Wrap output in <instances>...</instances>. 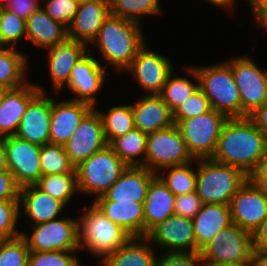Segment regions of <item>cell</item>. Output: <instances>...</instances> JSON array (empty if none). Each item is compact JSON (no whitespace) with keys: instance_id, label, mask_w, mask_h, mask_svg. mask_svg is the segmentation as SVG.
<instances>
[{"instance_id":"obj_15","label":"cell","mask_w":267,"mask_h":266,"mask_svg":"<svg viewBox=\"0 0 267 266\" xmlns=\"http://www.w3.org/2000/svg\"><path fill=\"white\" fill-rule=\"evenodd\" d=\"M233 224L250 232L267 218V193L249 180L230 201Z\"/></svg>"},{"instance_id":"obj_54","label":"cell","mask_w":267,"mask_h":266,"mask_svg":"<svg viewBox=\"0 0 267 266\" xmlns=\"http://www.w3.org/2000/svg\"><path fill=\"white\" fill-rule=\"evenodd\" d=\"M7 158H6V149L3 143V138H0V172L7 171Z\"/></svg>"},{"instance_id":"obj_56","label":"cell","mask_w":267,"mask_h":266,"mask_svg":"<svg viewBox=\"0 0 267 266\" xmlns=\"http://www.w3.org/2000/svg\"><path fill=\"white\" fill-rule=\"evenodd\" d=\"M252 14L260 7L267 5V0H247Z\"/></svg>"},{"instance_id":"obj_2","label":"cell","mask_w":267,"mask_h":266,"mask_svg":"<svg viewBox=\"0 0 267 266\" xmlns=\"http://www.w3.org/2000/svg\"><path fill=\"white\" fill-rule=\"evenodd\" d=\"M141 28L140 23L110 14L92 44L108 65L124 72L146 43Z\"/></svg>"},{"instance_id":"obj_3","label":"cell","mask_w":267,"mask_h":266,"mask_svg":"<svg viewBox=\"0 0 267 266\" xmlns=\"http://www.w3.org/2000/svg\"><path fill=\"white\" fill-rule=\"evenodd\" d=\"M209 99L212 109L228 118L241 117V97L231 70V60L211 66L185 67Z\"/></svg>"},{"instance_id":"obj_41","label":"cell","mask_w":267,"mask_h":266,"mask_svg":"<svg viewBox=\"0 0 267 266\" xmlns=\"http://www.w3.org/2000/svg\"><path fill=\"white\" fill-rule=\"evenodd\" d=\"M73 252L76 251H30L28 266H80Z\"/></svg>"},{"instance_id":"obj_10","label":"cell","mask_w":267,"mask_h":266,"mask_svg":"<svg viewBox=\"0 0 267 266\" xmlns=\"http://www.w3.org/2000/svg\"><path fill=\"white\" fill-rule=\"evenodd\" d=\"M31 235L21 231L30 251H78V219L61 217L31 227Z\"/></svg>"},{"instance_id":"obj_30","label":"cell","mask_w":267,"mask_h":266,"mask_svg":"<svg viewBox=\"0 0 267 266\" xmlns=\"http://www.w3.org/2000/svg\"><path fill=\"white\" fill-rule=\"evenodd\" d=\"M146 237H132L126 244L112 252L103 266H155L157 254Z\"/></svg>"},{"instance_id":"obj_4","label":"cell","mask_w":267,"mask_h":266,"mask_svg":"<svg viewBox=\"0 0 267 266\" xmlns=\"http://www.w3.org/2000/svg\"><path fill=\"white\" fill-rule=\"evenodd\" d=\"M196 193L203 204L229 205L238 190L248 181L239 168L209 159H196Z\"/></svg>"},{"instance_id":"obj_12","label":"cell","mask_w":267,"mask_h":266,"mask_svg":"<svg viewBox=\"0 0 267 266\" xmlns=\"http://www.w3.org/2000/svg\"><path fill=\"white\" fill-rule=\"evenodd\" d=\"M8 170L17 185L22 188L35 185L42 176L40 169L41 146L17 138L15 135L3 137Z\"/></svg>"},{"instance_id":"obj_32","label":"cell","mask_w":267,"mask_h":266,"mask_svg":"<svg viewBox=\"0 0 267 266\" xmlns=\"http://www.w3.org/2000/svg\"><path fill=\"white\" fill-rule=\"evenodd\" d=\"M147 135V133L134 128L125 135L114 139L109 146L128 166H143L146 156Z\"/></svg>"},{"instance_id":"obj_60","label":"cell","mask_w":267,"mask_h":266,"mask_svg":"<svg viewBox=\"0 0 267 266\" xmlns=\"http://www.w3.org/2000/svg\"><path fill=\"white\" fill-rule=\"evenodd\" d=\"M2 8H3V6H2V3L0 2V12H1Z\"/></svg>"},{"instance_id":"obj_42","label":"cell","mask_w":267,"mask_h":266,"mask_svg":"<svg viewBox=\"0 0 267 266\" xmlns=\"http://www.w3.org/2000/svg\"><path fill=\"white\" fill-rule=\"evenodd\" d=\"M20 213L19 201L0 200V240L21 236L16 228Z\"/></svg>"},{"instance_id":"obj_25","label":"cell","mask_w":267,"mask_h":266,"mask_svg":"<svg viewBox=\"0 0 267 266\" xmlns=\"http://www.w3.org/2000/svg\"><path fill=\"white\" fill-rule=\"evenodd\" d=\"M93 203L112 223L122 226L132 237H144L143 203L108 201L103 195Z\"/></svg>"},{"instance_id":"obj_1","label":"cell","mask_w":267,"mask_h":266,"mask_svg":"<svg viewBox=\"0 0 267 266\" xmlns=\"http://www.w3.org/2000/svg\"><path fill=\"white\" fill-rule=\"evenodd\" d=\"M267 153V134L247 117L228 118L212 160L242 170L247 176Z\"/></svg>"},{"instance_id":"obj_5","label":"cell","mask_w":267,"mask_h":266,"mask_svg":"<svg viewBox=\"0 0 267 266\" xmlns=\"http://www.w3.org/2000/svg\"><path fill=\"white\" fill-rule=\"evenodd\" d=\"M92 204L78 218L80 250L86 249L102 262L108 255L126 244L132 236L118 224L112 223Z\"/></svg>"},{"instance_id":"obj_8","label":"cell","mask_w":267,"mask_h":266,"mask_svg":"<svg viewBox=\"0 0 267 266\" xmlns=\"http://www.w3.org/2000/svg\"><path fill=\"white\" fill-rule=\"evenodd\" d=\"M177 126L148 133L144 167L154 173L160 169L194 162Z\"/></svg>"},{"instance_id":"obj_53","label":"cell","mask_w":267,"mask_h":266,"mask_svg":"<svg viewBox=\"0 0 267 266\" xmlns=\"http://www.w3.org/2000/svg\"><path fill=\"white\" fill-rule=\"evenodd\" d=\"M252 260L254 266H267V250H253Z\"/></svg>"},{"instance_id":"obj_27","label":"cell","mask_w":267,"mask_h":266,"mask_svg":"<svg viewBox=\"0 0 267 266\" xmlns=\"http://www.w3.org/2000/svg\"><path fill=\"white\" fill-rule=\"evenodd\" d=\"M233 224L229 205L203 204L193 218L196 253L209 243L224 228Z\"/></svg>"},{"instance_id":"obj_52","label":"cell","mask_w":267,"mask_h":266,"mask_svg":"<svg viewBox=\"0 0 267 266\" xmlns=\"http://www.w3.org/2000/svg\"><path fill=\"white\" fill-rule=\"evenodd\" d=\"M257 29L267 30V5L258 8L254 13Z\"/></svg>"},{"instance_id":"obj_35","label":"cell","mask_w":267,"mask_h":266,"mask_svg":"<svg viewBox=\"0 0 267 266\" xmlns=\"http://www.w3.org/2000/svg\"><path fill=\"white\" fill-rule=\"evenodd\" d=\"M192 163L197 162L195 160L185 165L166 167L161 169L164 173H156V175L174 196L188 194L196 191V172L191 168ZM167 171L169 172L166 174Z\"/></svg>"},{"instance_id":"obj_20","label":"cell","mask_w":267,"mask_h":266,"mask_svg":"<svg viewBox=\"0 0 267 266\" xmlns=\"http://www.w3.org/2000/svg\"><path fill=\"white\" fill-rule=\"evenodd\" d=\"M110 15L109 0H89L79 3L72 23L68 26V39L91 44Z\"/></svg>"},{"instance_id":"obj_13","label":"cell","mask_w":267,"mask_h":266,"mask_svg":"<svg viewBox=\"0 0 267 266\" xmlns=\"http://www.w3.org/2000/svg\"><path fill=\"white\" fill-rule=\"evenodd\" d=\"M145 46L146 44L138 51L125 72H131L147 95H159L167 77L175 69L169 58Z\"/></svg>"},{"instance_id":"obj_57","label":"cell","mask_w":267,"mask_h":266,"mask_svg":"<svg viewBox=\"0 0 267 266\" xmlns=\"http://www.w3.org/2000/svg\"><path fill=\"white\" fill-rule=\"evenodd\" d=\"M214 266H254L253 260L243 261V262H236V263H226Z\"/></svg>"},{"instance_id":"obj_44","label":"cell","mask_w":267,"mask_h":266,"mask_svg":"<svg viewBox=\"0 0 267 266\" xmlns=\"http://www.w3.org/2000/svg\"><path fill=\"white\" fill-rule=\"evenodd\" d=\"M42 7L54 20L63 23L68 27L78 10L79 3L74 0H45Z\"/></svg>"},{"instance_id":"obj_40","label":"cell","mask_w":267,"mask_h":266,"mask_svg":"<svg viewBox=\"0 0 267 266\" xmlns=\"http://www.w3.org/2000/svg\"><path fill=\"white\" fill-rule=\"evenodd\" d=\"M29 253L22 236L0 240V266H28Z\"/></svg>"},{"instance_id":"obj_47","label":"cell","mask_w":267,"mask_h":266,"mask_svg":"<svg viewBox=\"0 0 267 266\" xmlns=\"http://www.w3.org/2000/svg\"><path fill=\"white\" fill-rule=\"evenodd\" d=\"M40 0H0L3 8L27 20L41 7Z\"/></svg>"},{"instance_id":"obj_21","label":"cell","mask_w":267,"mask_h":266,"mask_svg":"<svg viewBox=\"0 0 267 266\" xmlns=\"http://www.w3.org/2000/svg\"><path fill=\"white\" fill-rule=\"evenodd\" d=\"M48 68L55 93L68 84L74 66L88 52V46L82 42L67 39L65 42L49 47Z\"/></svg>"},{"instance_id":"obj_6","label":"cell","mask_w":267,"mask_h":266,"mask_svg":"<svg viewBox=\"0 0 267 266\" xmlns=\"http://www.w3.org/2000/svg\"><path fill=\"white\" fill-rule=\"evenodd\" d=\"M128 165L107 145L76 167L79 194L97 197L104 195L120 178Z\"/></svg>"},{"instance_id":"obj_43","label":"cell","mask_w":267,"mask_h":266,"mask_svg":"<svg viewBox=\"0 0 267 266\" xmlns=\"http://www.w3.org/2000/svg\"><path fill=\"white\" fill-rule=\"evenodd\" d=\"M212 109L209 99L198 88L183 104L173 112V123L176 125L181 120H186Z\"/></svg>"},{"instance_id":"obj_59","label":"cell","mask_w":267,"mask_h":266,"mask_svg":"<svg viewBox=\"0 0 267 266\" xmlns=\"http://www.w3.org/2000/svg\"><path fill=\"white\" fill-rule=\"evenodd\" d=\"M74 1H76L78 3H83V2H86V1H89V0H74Z\"/></svg>"},{"instance_id":"obj_49","label":"cell","mask_w":267,"mask_h":266,"mask_svg":"<svg viewBox=\"0 0 267 266\" xmlns=\"http://www.w3.org/2000/svg\"><path fill=\"white\" fill-rule=\"evenodd\" d=\"M248 180L267 193V153L260 159L254 170L248 175Z\"/></svg>"},{"instance_id":"obj_46","label":"cell","mask_w":267,"mask_h":266,"mask_svg":"<svg viewBox=\"0 0 267 266\" xmlns=\"http://www.w3.org/2000/svg\"><path fill=\"white\" fill-rule=\"evenodd\" d=\"M202 200L196 191L176 196L175 214L193 219L202 208Z\"/></svg>"},{"instance_id":"obj_28","label":"cell","mask_w":267,"mask_h":266,"mask_svg":"<svg viewBox=\"0 0 267 266\" xmlns=\"http://www.w3.org/2000/svg\"><path fill=\"white\" fill-rule=\"evenodd\" d=\"M175 203L176 196L156 175L150 182L146 199L143 202L144 237L157 224L175 214Z\"/></svg>"},{"instance_id":"obj_19","label":"cell","mask_w":267,"mask_h":266,"mask_svg":"<svg viewBox=\"0 0 267 266\" xmlns=\"http://www.w3.org/2000/svg\"><path fill=\"white\" fill-rule=\"evenodd\" d=\"M92 108L87 102L74 99L56 102L51 97L50 144L64 145Z\"/></svg>"},{"instance_id":"obj_17","label":"cell","mask_w":267,"mask_h":266,"mask_svg":"<svg viewBox=\"0 0 267 266\" xmlns=\"http://www.w3.org/2000/svg\"><path fill=\"white\" fill-rule=\"evenodd\" d=\"M89 52L82 57L72 69L67 87L76 94L74 100L83 101L96 106V96L104 87L107 65H101L100 60Z\"/></svg>"},{"instance_id":"obj_45","label":"cell","mask_w":267,"mask_h":266,"mask_svg":"<svg viewBox=\"0 0 267 266\" xmlns=\"http://www.w3.org/2000/svg\"><path fill=\"white\" fill-rule=\"evenodd\" d=\"M155 266H203L200 253L168 252L157 257Z\"/></svg>"},{"instance_id":"obj_29","label":"cell","mask_w":267,"mask_h":266,"mask_svg":"<svg viewBox=\"0 0 267 266\" xmlns=\"http://www.w3.org/2000/svg\"><path fill=\"white\" fill-rule=\"evenodd\" d=\"M26 38L47 49L68 39V27L52 19L41 6L26 20Z\"/></svg>"},{"instance_id":"obj_22","label":"cell","mask_w":267,"mask_h":266,"mask_svg":"<svg viewBox=\"0 0 267 266\" xmlns=\"http://www.w3.org/2000/svg\"><path fill=\"white\" fill-rule=\"evenodd\" d=\"M30 82L6 93L0 105V138L15 135L28 104L40 92H46L40 85Z\"/></svg>"},{"instance_id":"obj_36","label":"cell","mask_w":267,"mask_h":266,"mask_svg":"<svg viewBox=\"0 0 267 266\" xmlns=\"http://www.w3.org/2000/svg\"><path fill=\"white\" fill-rule=\"evenodd\" d=\"M110 14L131 20L137 23L141 22L142 15L161 14L160 0H109Z\"/></svg>"},{"instance_id":"obj_48","label":"cell","mask_w":267,"mask_h":266,"mask_svg":"<svg viewBox=\"0 0 267 266\" xmlns=\"http://www.w3.org/2000/svg\"><path fill=\"white\" fill-rule=\"evenodd\" d=\"M20 187L9 170L0 172V200L19 201Z\"/></svg>"},{"instance_id":"obj_11","label":"cell","mask_w":267,"mask_h":266,"mask_svg":"<svg viewBox=\"0 0 267 266\" xmlns=\"http://www.w3.org/2000/svg\"><path fill=\"white\" fill-rule=\"evenodd\" d=\"M231 70L240 92L241 117H247L267 101V69L246 55L231 59Z\"/></svg>"},{"instance_id":"obj_23","label":"cell","mask_w":267,"mask_h":266,"mask_svg":"<svg viewBox=\"0 0 267 266\" xmlns=\"http://www.w3.org/2000/svg\"><path fill=\"white\" fill-rule=\"evenodd\" d=\"M156 173L144 166H128L120 178L103 195L108 201H134L143 203Z\"/></svg>"},{"instance_id":"obj_14","label":"cell","mask_w":267,"mask_h":266,"mask_svg":"<svg viewBox=\"0 0 267 266\" xmlns=\"http://www.w3.org/2000/svg\"><path fill=\"white\" fill-rule=\"evenodd\" d=\"M101 117L93 107L82 119L71 138L64 144L70 162L76 167L107 146Z\"/></svg>"},{"instance_id":"obj_51","label":"cell","mask_w":267,"mask_h":266,"mask_svg":"<svg viewBox=\"0 0 267 266\" xmlns=\"http://www.w3.org/2000/svg\"><path fill=\"white\" fill-rule=\"evenodd\" d=\"M248 117L262 132L267 134V101Z\"/></svg>"},{"instance_id":"obj_26","label":"cell","mask_w":267,"mask_h":266,"mask_svg":"<svg viewBox=\"0 0 267 266\" xmlns=\"http://www.w3.org/2000/svg\"><path fill=\"white\" fill-rule=\"evenodd\" d=\"M22 206L31 226L57 219L66 207L63 202L43 192L36 185L20 188L19 209Z\"/></svg>"},{"instance_id":"obj_18","label":"cell","mask_w":267,"mask_h":266,"mask_svg":"<svg viewBox=\"0 0 267 266\" xmlns=\"http://www.w3.org/2000/svg\"><path fill=\"white\" fill-rule=\"evenodd\" d=\"M51 97L40 92L27 106L15 136L43 146L50 143Z\"/></svg>"},{"instance_id":"obj_55","label":"cell","mask_w":267,"mask_h":266,"mask_svg":"<svg viewBox=\"0 0 267 266\" xmlns=\"http://www.w3.org/2000/svg\"><path fill=\"white\" fill-rule=\"evenodd\" d=\"M234 1L235 0H207V2L217 5V7L219 6L225 9L233 8L232 6L236 3V1Z\"/></svg>"},{"instance_id":"obj_39","label":"cell","mask_w":267,"mask_h":266,"mask_svg":"<svg viewBox=\"0 0 267 266\" xmlns=\"http://www.w3.org/2000/svg\"><path fill=\"white\" fill-rule=\"evenodd\" d=\"M26 37V20L15 13L2 8L0 12V44L12 47Z\"/></svg>"},{"instance_id":"obj_58","label":"cell","mask_w":267,"mask_h":266,"mask_svg":"<svg viewBox=\"0 0 267 266\" xmlns=\"http://www.w3.org/2000/svg\"><path fill=\"white\" fill-rule=\"evenodd\" d=\"M9 90H10V89L7 88V87L0 86V105L2 104L3 99H4L6 93H7Z\"/></svg>"},{"instance_id":"obj_34","label":"cell","mask_w":267,"mask_h":266,"mask_svg":"<svg viewBox=\"0 0 267 266\" xmlns=\"http://www.w3.org/2000/svg\"><path fill=\"white\" fill-rule=\"evenodd\" d=\"M40 190L63 202L66 206L79 192L76 173L41 176L35 184Z\"/></svg>"},{"instance_id":"obj_16","label":"cell","mask_w":267,"mask_h":266,"mask_svg":"<svg viewBox=\"0 0 267 266\" xmlns=\"http://www.w3.org/2000/svg\"><path fill=\"white\" fill-rule=\"evenodd\" d=\"M146 238L164 252H196L193 219L173 214L152 228Z\"/></svg>"},{"instance_id":"obj_7","label":"cell","mask_w":267,"mask_h":266,"mask_svg":"<svg viewBox=\"0 0 267 266\" xmlns=\"http://www.w3.org/2000/svg\"><path fill=\"white\" fill-rule=\"evenodd\" d=\"M227 119L225 114L211 109L176 124L195 160L212 158L222 127Z\"/></svg>"},{"instance_id":"obj_38","label":"cell","mask_w":267,"mask_h":266,"mask_svg":"<svg viewBox=\"0 0 267 266\" xmlns=\"http://www.w3.org/2000/svg\"><path fill=\"white\" fill-rule=\"evenodd\" d=\"M199 84L192 83L187 77H173V71L167 77L166 83L159 96L173 113L197 89Z\"/></svg>"},{"instance_id":"obj_50","label":"cell","mask_w":267,"mask_h":266,"mask_svg":"<svg viewBox=\"0 0 267 266\" xmlns=\"http://www.w3.org/2000/svg\"><path fill=\"white\" fill-rule=\"evenodd\" d=\"M253 250H267V218L251 234Z\"/></svg>"},{"instance_id":"obj_9","label":"cell","mask_w":267,"mask_h":266,"mask_svg":"<svg viewBox=\"0 0 267 266\" xmlns=\"http://www.w3.org/2000/svg\"><path fill=\"white\" fill-rule=\"evenodd\" d=\"M199 253L203 266L252 260L251 233L232 224L219 232Z\"/></svg>"},{"instance_id":"obj_24","label":"cell","mask_w":267,"mask_h":266,"mask_svg":"<svg viewBox=\"0 0 267 266\" xmlns=\"http://www.w3.org/2000/svg\"><path fill=\"white\" fill-rule=\"evenodd\" d=\"M131 104L134 126L145 133H152L171 127L173 113L159 95L142 96Z\"/></svg>"},{"instance_id":"obj_31","label":"cell","mask_w":267,"mask_h":266,"mask_svg":"<svg viewBox=\"0 0 267 266\" xmlns=\"http://www.w3.org/2000/svg\"><path fill=\"white\" fill-rule=\"evenodd\" d=\"M27 58L15 47L0 48V86L16 89L29 82L26 80Z\"/></svg>"},{"instance_id":"obj_33","label":"cell","mask_w":267,"mask_h":266,"mask_svg":"<svg viewBox=\"0 0 267 266\" xmlns=\"http://www.w3.org/2000/svg\"><path fill=\"white\" fill-rule=\"evenodd\" d=\"M96 110L101 117L104 136L108 145L117 137L123 136L135 128L131 104L112 106L107 113Z\"/></svg>"},{"instance_id":"obj_37","label":"cell","mask_w":267,"mask_h":266,"mask_svg":"<svg viewBox=\"0 0 267 266\" xmlns=\"http://www.w3.org/2000/svg\"><path fill=\"white\" fill-rule=\"evenodd\" d=\"M40 169L42 176L62 173H76L64 145L45 144L40 149Z\"/></svg>"}]
</instances>
